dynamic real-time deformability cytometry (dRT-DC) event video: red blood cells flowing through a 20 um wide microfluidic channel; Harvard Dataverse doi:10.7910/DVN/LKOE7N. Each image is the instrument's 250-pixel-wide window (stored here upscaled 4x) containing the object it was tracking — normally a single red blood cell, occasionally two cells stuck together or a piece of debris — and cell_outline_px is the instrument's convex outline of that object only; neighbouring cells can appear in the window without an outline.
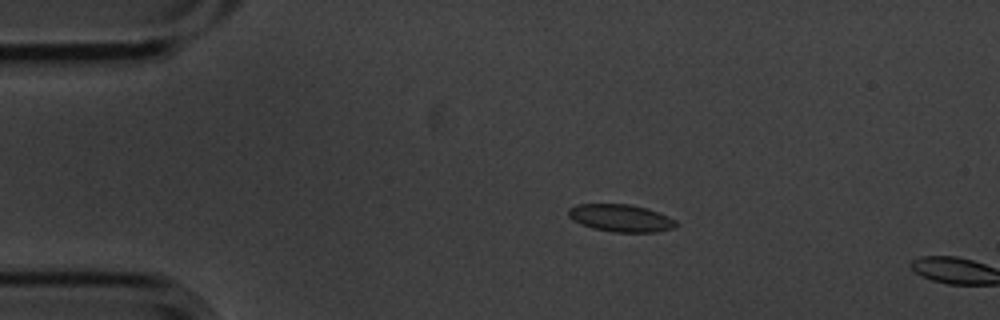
{"species": "common noctule bat (a hibernating species)", "species_latin": "Nyctalus noctula", "temperature_condition": "cold", "stored_images_in_passage": 3, "camera_frame_rate_fps": 3000, "um_per_image_px": 0.085, "animal": {"sex": "male", "body_mass_g": 20.1, "forearm_length_mm": 53.5}, "frame": {"image": 1, "passage_image": 2, "time_ms": 0.333, "image_size_px": [1000, 320], "cell_outline_px": [[676, 228], [660, 232], [612, 232], [592, 228], [580, 224], [568, 216], [568, 208], [576, 204], [628, 204], [644, 208], [668, 216], [676, 220]], "centroid_in_image_um": [52.76, 18.55], "position_along_channel_um": 32.2, "area_um2": 17.22}}